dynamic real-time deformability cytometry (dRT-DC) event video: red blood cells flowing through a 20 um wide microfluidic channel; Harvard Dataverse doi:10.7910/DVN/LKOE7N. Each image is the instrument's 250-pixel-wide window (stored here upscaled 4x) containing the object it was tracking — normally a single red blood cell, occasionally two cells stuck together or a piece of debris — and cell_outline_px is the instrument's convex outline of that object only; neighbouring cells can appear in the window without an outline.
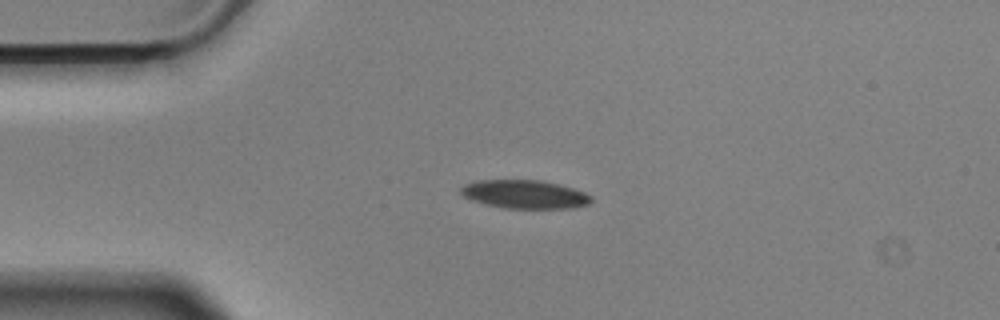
{"species": "Egyptian fruit bat (a non-hibernating species)", "species_latin": "Rousettus aegyptiacus", "temperature_condition": "cold", "stored_images_in_passage": 5, "camera_frame_rate_fps": 3000, "um_per_image_px": 0.085, "animal": {"sex": "male"}, "frame": {"image": 1, "passage_image": 1, "time_ms": 0.0, "image_size_px": [1000, 320], "cell_outline_px": [[592, 200], [588, 204], [568, 208], [504, 208], [472, 200], [464, 196], [460, 192], [460, 188], [464, 184], [476, 180], [540, 180], [560, 184], [584, 192], [592, 196]], "centroid_in_image_um": [44.59, 16.5], "position_along_channel_um": 40.4, "area_um2": 21.5}}